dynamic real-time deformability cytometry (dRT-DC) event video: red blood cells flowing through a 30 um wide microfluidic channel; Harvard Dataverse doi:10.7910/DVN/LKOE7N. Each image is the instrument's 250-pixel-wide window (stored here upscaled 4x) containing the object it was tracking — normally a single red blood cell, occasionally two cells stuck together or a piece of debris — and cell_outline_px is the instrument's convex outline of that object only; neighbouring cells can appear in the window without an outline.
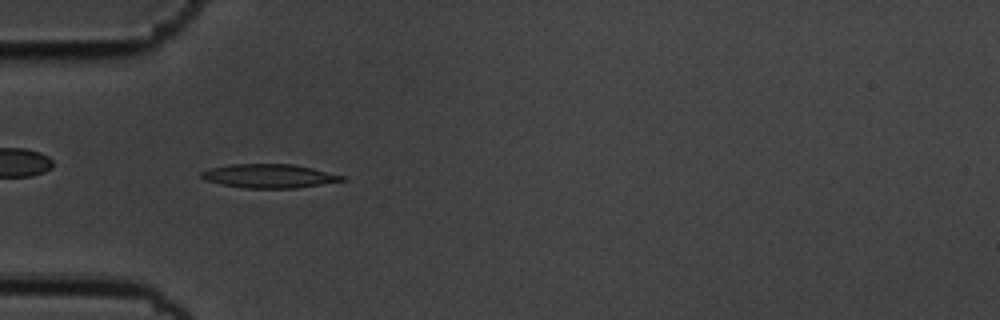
{"species": "common noctule bat (a hibernating species)", "species_latin": "Nyctalus noctula", "temperature_condition": "cold", "stored_images_in_passage": 54, "camera_frame_rate_fps": 3000, "um_per_image_px": 0.085, "animal": {"sex": "male", "body_mass_g": 19.5, "forearm_length_mm": 54.6}, "frame": {"image": 1, "passage_image": 16, "time_ms": 5.0, "image_size_px": [1000, 320], "cell_outline_px": [[348, 180], [296, 188], [244, 188], [220, 184], [204, 180], [200, 176], [200, 172], [208, 168], [228, 164], [292, 164], [312, 168], [348, 176]], "centroid_in_image_um": [22.88, 14.96], "position_along_channel_um": 62.1, "area_um2": 19.83}}
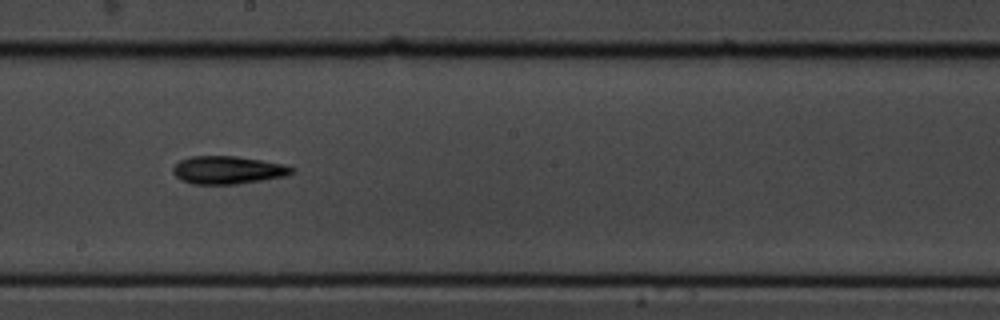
{"frame": {"image": 2, "passage_image": 30, "time_ms": 9.667, "image_size_px": [1000, 320], "cell_outline_px": [[296, 172], [288, 176], [236, 184], [192, 184], [180, 180], [172, 172], [172, 168], [180, 160], [192, 156], [236, 156], [284, 164], [296, 168]], "centroid_in_image_um": [19.4, 14.46], "position_along_channel_um": 228.8, "area_um2": 19.48}}
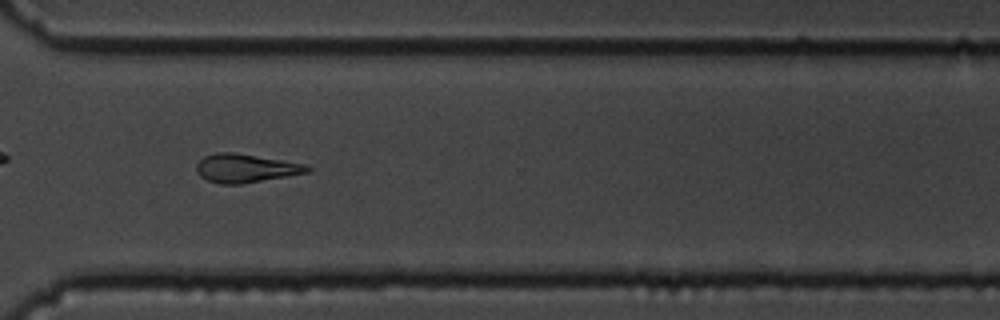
{"frame": {"image": 3, "passage_image": 40, "time_ms": 13.0, "image_size_px": [1000, 320], "cell_outline_px": [[312, 168], [308, 172], [288, 176], [240, 184], [220, 184], [208, 180], [200, 176], [196, 172], [196, 164], [204, 156], [216, 152], [232, 152], [308, 164]], "centroid_in_image_um": [20.88, 14.29], "position_along_channel_um": 349.7, "area_um2": 18.44}, "authors_computed_cell_mechanics": {"area_um2": 18.6983, "velocity_mm_per_s": 3.6367, "shape_relaxation_time_tau1_ms": 4.5328, "shape_relaxation_time_tau2_ms": 8.4785, "deformation_change_tau1": 0.12, "deformation_change_tau2": 0.1927}}